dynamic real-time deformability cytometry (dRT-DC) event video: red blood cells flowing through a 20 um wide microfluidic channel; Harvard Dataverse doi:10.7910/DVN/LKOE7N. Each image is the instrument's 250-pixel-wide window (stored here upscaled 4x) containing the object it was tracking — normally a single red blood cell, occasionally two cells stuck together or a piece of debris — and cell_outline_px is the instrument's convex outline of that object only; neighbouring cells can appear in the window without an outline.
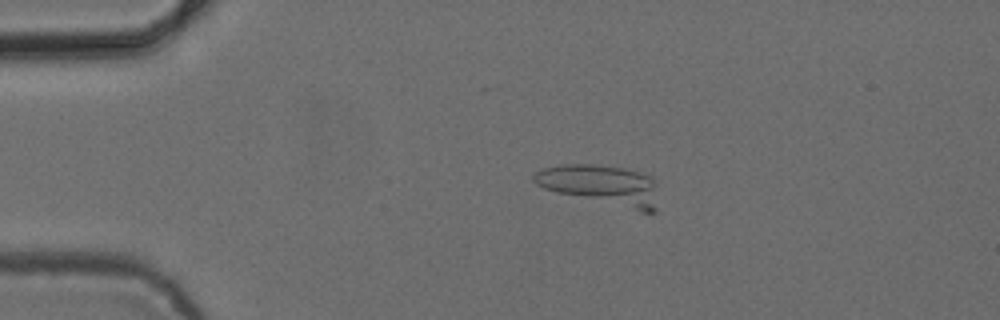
{"species": "common noctule bat (a hibernating species)", "species_latin": "Nyctalus noctula", "temperature_condition": "cold", "stored_images_in_passage": 17, "camera_frame_rate_fps": 3000, "um_per_image_px": 0.085, "animal": {"sex": "female", "body_mass_g": 24.6, "forearm_length_mm": 56.2}, "frame": {"image": 1, "passage_image": 13, "time_ms": 4.0, "image_size_px": [1000, 320], "cell_outline_px": [[656, 212], [640, 212], [556, 192], [544, 188], [536, 184], [532, 180], [532, 176], [540, 168], [560, 164], [592, 164], [624, 168], [640, 172], [652, 176], [656, 208]], "centroid_in_image_um": [51.04, 15.72], "position_along_channel_um": 34.0, "area_um2": 29.07}}